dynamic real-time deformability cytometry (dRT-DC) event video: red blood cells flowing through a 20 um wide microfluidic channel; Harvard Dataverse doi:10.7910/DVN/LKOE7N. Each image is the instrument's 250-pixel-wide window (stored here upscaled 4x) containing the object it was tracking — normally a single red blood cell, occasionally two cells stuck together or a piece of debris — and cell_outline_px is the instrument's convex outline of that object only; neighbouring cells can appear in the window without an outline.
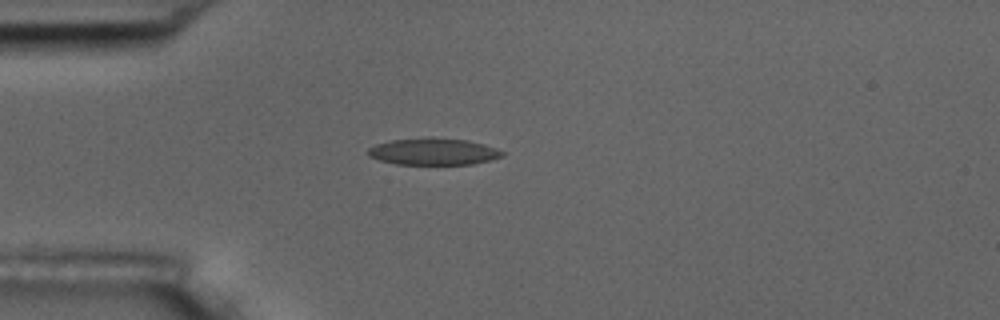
{"species": "common noctule bat (a hibernating species)", "species_latin": "Nyctalus noctula", "temperature_condition": "room temperature", "stored_images_in_passage": 1, "camera_frame_rate_fps": 3000, "um_per_image_px": 0.085, "animal": {"sex": "male", "body_mass_g": 17.5, "forearm_length_mm": 52.3}, "frame": {"image": 1, "passage_image": 1, "time_ms": 0.0, "image_size_px": [1000, 320], "cell_outline_px": [[504, 156], [472, 164], [396, 164], [380, 160], [368, 156], [368, 148], [376, 144], [392, 140], [428, 136], [432, 136], [468, 140], [484, 144], [496, 148], [504, 152]], "centroid_in_image_um": [36.83, 12.86], "position_along_channel_um": 48.2, "area_um2": 21.15}}